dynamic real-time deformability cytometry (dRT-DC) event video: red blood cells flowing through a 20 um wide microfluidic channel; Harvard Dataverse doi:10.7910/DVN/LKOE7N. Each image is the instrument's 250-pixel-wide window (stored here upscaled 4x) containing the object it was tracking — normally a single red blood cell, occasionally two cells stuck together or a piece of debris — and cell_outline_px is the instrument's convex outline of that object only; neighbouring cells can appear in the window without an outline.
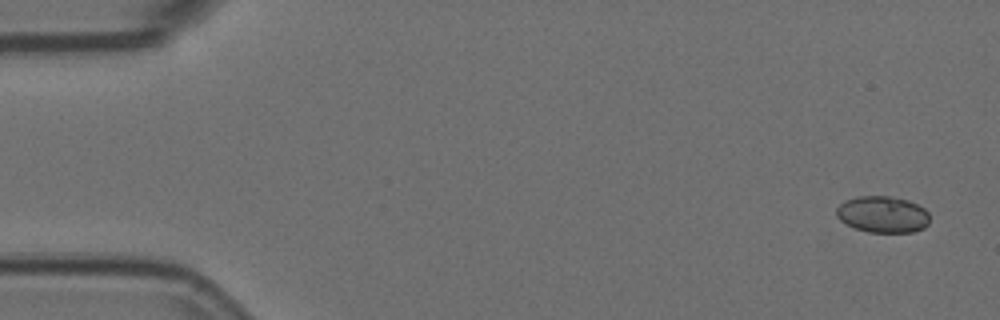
{"species": "Egyptian fruit bat (a non-hibernating species)", "species_latin": "Rousettus aegyptiacus", "temperature_condition": "room temperature", "stored_images_in_passage": 2, "camera_frame_rate_fps": 3000, "um_per_image_px": 0.085, "animal": {"sex": "female"}, "frame": {"image": 1, "passage_image": 1, "time_ms": 0.0, "image_size_px": [1000, 320], "cell_outline_px": [[928, 224], [924, 228], [912, 232], [868, 232], [856, 228], [840, 220], [836, 216], [836, 208], [844, 200], [856, 196], [888, 196], [908, 200], [924, 208], [928, 212]], "centroid_in_image_um": [75.01, 18.21], "position_along_channel_um": 10.0, "area_um2": 19.83}}